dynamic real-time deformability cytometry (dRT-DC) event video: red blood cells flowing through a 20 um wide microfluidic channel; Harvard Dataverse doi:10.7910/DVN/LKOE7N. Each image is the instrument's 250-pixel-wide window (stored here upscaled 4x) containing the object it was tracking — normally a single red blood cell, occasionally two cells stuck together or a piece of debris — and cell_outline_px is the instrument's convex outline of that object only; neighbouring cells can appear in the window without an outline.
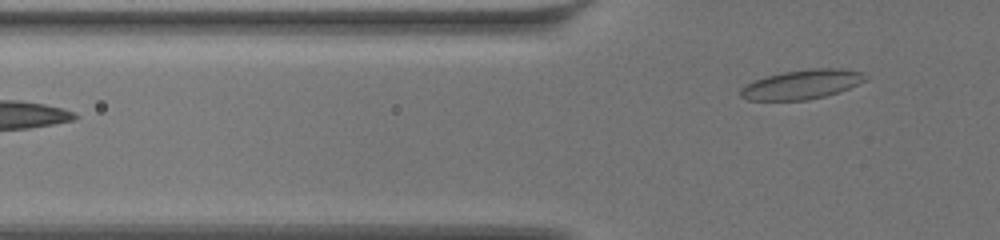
{"species": "common noctule bat (a hibernating species)", "species_latin": "Nyctalus noctula", "temperature_condition": "warm", "stored_images_in_passage": 28, "camera_frame_rate_fps": 3000, "um_per_image_px": 0.085, "animal": {"sex": "female", "body_mass_g": 19.5, "forearm_length_mm": 54.1}, "frame": {"image": 1, "passage_image": 4, "time_ms": 1.0, "image_size_px": [1000, 240], "cell_outline_px": [[868, 80], [848, 88], [824, 96], [808, 100], [748, 100], [740, 96], [740, 88], [744, 84], [752, 80], [764, 76], [784, 72], [808, 68], [840, 68], [860, 72], [868, 76]], "centroid_in_image_um": [68.12, 7.16], "position_along_channel_um": 57.7, "area_um2": 21.5}}
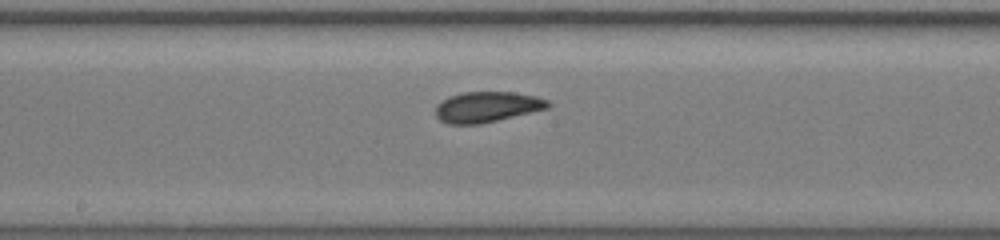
{"frame": {"image": 2, "passage_image": 18, "time_ms": 5.667, "image_size_px": [1000, 240], "cell_outline_px": [[552, 104], [548, 108], [480, 124], [448, 124], [440, 120], [436, 116], [436, 104], [440, 100], [448, 96], [464, 92], [512, 92], [536, 96], [548, 100]], "centroid_in_image_um": [41.37, 9.08], "position_along_channel_um": 206.8, "area_um2": 20.06}}
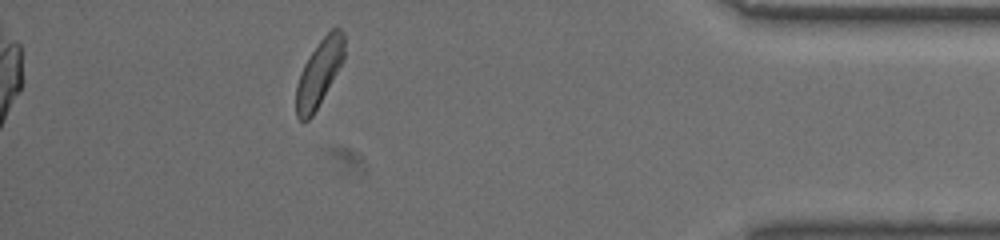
{"frame": {"image": 3, "passage_image": 28, "time_ms": 9.0, "image_size_px": [1000, 240], "cell_outline_px": [[344, 60], [312, 116], [308, 120], [300, 120], [296, 116], [296, 88], [300, 72], [304, 64], [320, 40], [332, 28], [340, 28], [344, 32]], "centroid_in_image_um": [27.13, 6.19], "position_along_channel_um": 408.1, "area_um2": 18.38}, "authors_computed_cell_mechanics": {"area_um2": 20.1433, "velocity_mm_per_s": 3.4967, "shape_relaxation_time_tau1_ms": null, "shape_relaxation_time_tau2_ms": 1.9162, "deformation_change_tau1": null, "deformation_change_tau2": 0.0689}}